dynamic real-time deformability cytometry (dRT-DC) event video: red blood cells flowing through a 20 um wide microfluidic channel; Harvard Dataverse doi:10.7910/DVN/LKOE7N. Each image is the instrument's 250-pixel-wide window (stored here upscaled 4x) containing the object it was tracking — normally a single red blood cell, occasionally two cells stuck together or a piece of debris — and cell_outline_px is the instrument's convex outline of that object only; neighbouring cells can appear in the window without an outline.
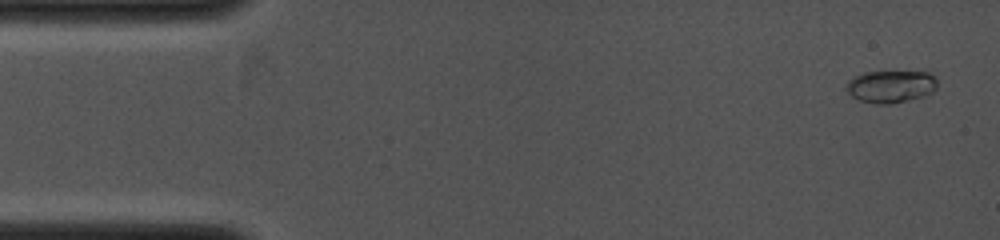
{"species": "common noctule bat (a hibernating species)", "species_latin": "Nyctalus noctula", "temperature_condition": "cold", "stored_images_in_passage": 6, "camera_frame_rate_fps": 4000, "um_per_image_px": 0.085, "animal": {"sex": "female", "body_mass_g": 19.0, "forearm_length_mm": 53.3}, "frame": {"image": 1, "passage_image": 1, "time_ms": 0.0, "image_size_px": [1000, 240], "cell_outline_px": [[936, 88], [932, 92], [924, 96], [892, 104], [876, 104], [860, 100], [852, 96], [848, 92], [844, 84], [848, 80], [864, 72], [928, 72], [936, 76]], "centroid_in_image_um": [75.71, 7.35], "position_along_channel_um": 9.3, "area_um2": 17.17}}
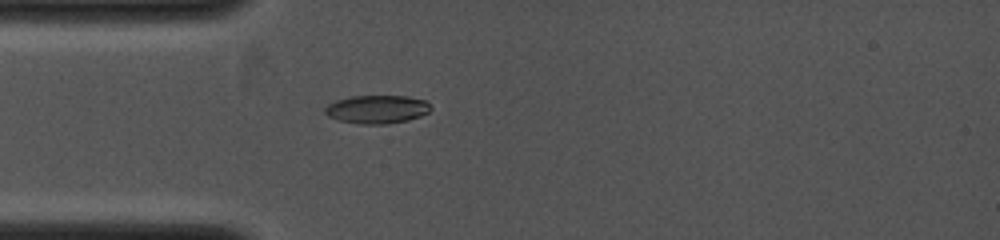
{"frame": {"image": 2, "passage_image": 6, "time_ms": 3.0, "image_size_px": [1000, 240], "cell_outline_px": [[432, 108], [428, 112], [420, 116], [408, 120], [384, 124], [360, 124], [340, 120], [328, 116], [324, 112], [324, 108], [328, 104], [336, 100], [352, 96], [408, 96], [424, 100]], "centroid_in_image_um": [32.03, 9.29], "position_along_channel_um": 53.0, "area_um2": 17.34}}